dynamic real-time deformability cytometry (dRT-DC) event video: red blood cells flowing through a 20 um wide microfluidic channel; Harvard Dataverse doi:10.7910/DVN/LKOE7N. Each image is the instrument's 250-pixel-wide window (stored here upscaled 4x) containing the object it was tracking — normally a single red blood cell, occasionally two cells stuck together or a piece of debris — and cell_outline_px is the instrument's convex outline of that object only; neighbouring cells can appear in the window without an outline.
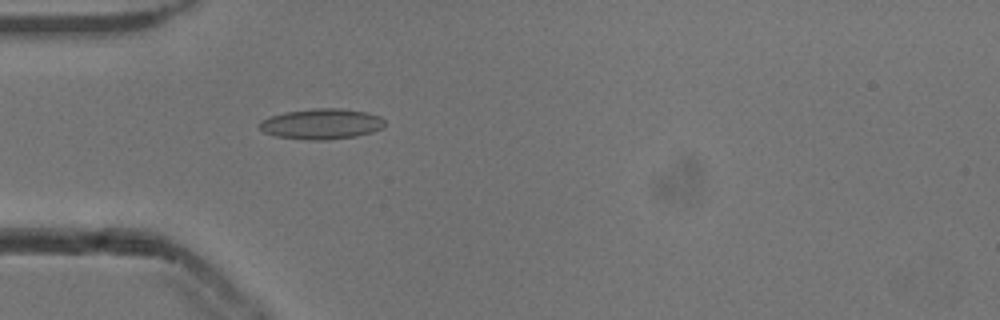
{"species": "common noctule bat (a hibernating species)", "species_latin": "Nyctalus noctula", "temperature_condition": "cold", "stored_images_in_passage": 39, "camera_frame_rate_fps": 3000, "um_per_image_px": 0.085, "animal": {"sex": "male", "body_mass_g": 13.3}, "frame": {"image": 1, "passage_image": 2, "time_ms": 0.333, "image_size_px": [1000, 320], "cell_outline_px": [[384, 128], [372, 132], [356, 136], [328, 140], [308, 140], [276, 136], [264, 132], [260, 128], [260, 120], [268, 116], [284, 112], [312, 108], [340, 108], [368, 112], [380, 116], [384, 120]], "centroid_in_image_um": [27.33, 10.52], "position_along_channel_um": 57.7, "area_um2": 22.54}}
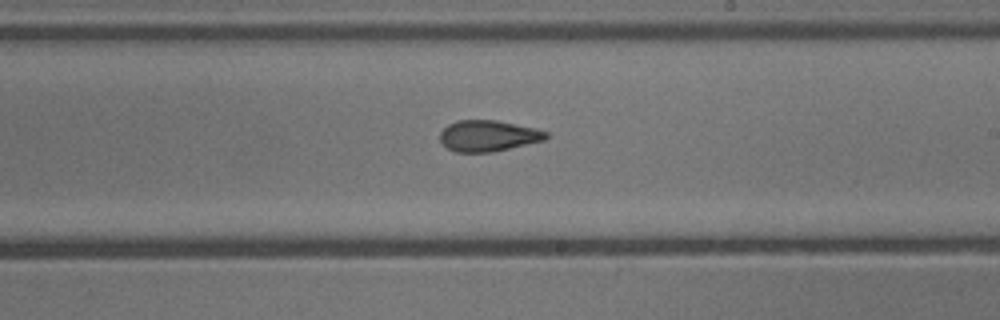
{"frame": {"image": 2, "passage_image": 17, "time_ms": 5.333, "image_size_px": [1000, 320], "cell_outline_px": [[548, 136], [544, 140], [492, 152], [456, 152], [448, 148], [440, 140], [440, 132], [448, 124], [456, 120], [496, 120], [536, 128], [548, 132]], "centroid_in_image_um": [41.49, 11.53], "position_along_channel_um": 247.5, "area_um2": 19.13}}
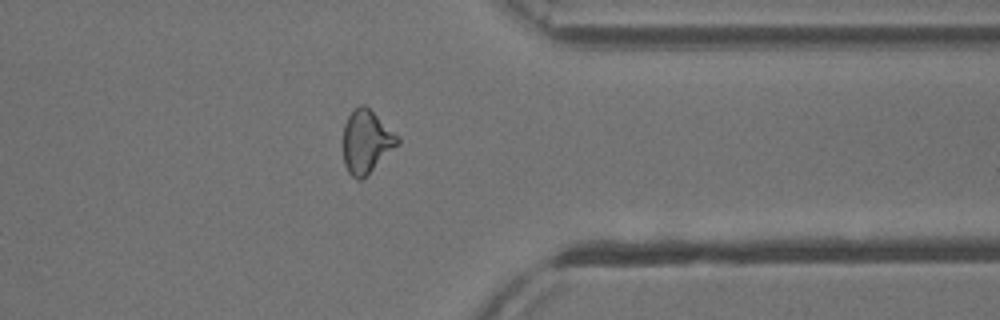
{"frame": {"image": 3, "passage_image": 28, "time_ms": 9.0, "image_size_px": [1000, 320], "cell_outline_px": [[400, 144], [360, 180], [356, 180], [348, 172], [344, 164], [344, 124], [348, 116], [360, 104], [364, 104], [400, 136]], "centroid_in_image_um": [31.16, 12.03], "position_along_channel_um": 380.2, "area_um2": 19.83}, "authors_computed_cell_mechanics": {"area_um2": 19.8254, "velocity_mm_per_s": 3.8585, "shape_relaxation_time_tau1_ms": 8.0754, "shape_relaxation_time_tau2_ms": 2.2082, "deformation_change_tau1": 0.1689, "deformation_change_tau2": 0.0893}}